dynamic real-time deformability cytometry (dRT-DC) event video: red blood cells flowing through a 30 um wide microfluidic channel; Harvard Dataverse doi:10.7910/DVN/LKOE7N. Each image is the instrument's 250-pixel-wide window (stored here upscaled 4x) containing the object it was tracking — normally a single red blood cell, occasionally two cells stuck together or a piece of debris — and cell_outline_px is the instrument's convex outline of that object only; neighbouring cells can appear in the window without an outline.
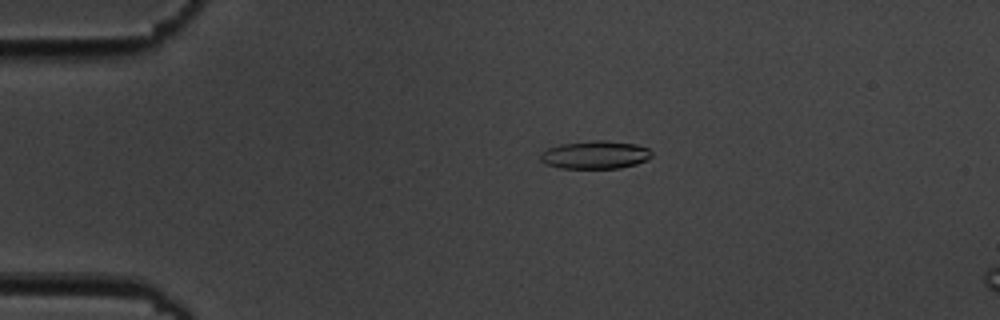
{"species": "common noctule bat (a hibernating species)", "species_latin": "Nyctalus noctula", "temperature_condition": "cold", "stored_images_in_passage": 5, "camera_frame_rate_fps": 3000, "um_per_image_px": 0.085, "animal": {"sex": "male", "body_mass_g": 19.5, "forearm_length_mm": 54.6}, "frame": {"image": 1, "passage_image": 3, "time_ms": 2.333, "image_size_px": [1000, 320], "cell_outline_px": [[652, 156], [648, 160], [636, 164], [620, 168], [560, 168], [544, 164], [540, 160], [540, 152], [548, 148], [560, 144], [592, 140], [604, 140], [636, 144], [648, 148], [652, 152]], "centroid_in_image_um": [50.58, 13.16], "position_along_channel_um": 34.4, "area_um2": 18.38}}